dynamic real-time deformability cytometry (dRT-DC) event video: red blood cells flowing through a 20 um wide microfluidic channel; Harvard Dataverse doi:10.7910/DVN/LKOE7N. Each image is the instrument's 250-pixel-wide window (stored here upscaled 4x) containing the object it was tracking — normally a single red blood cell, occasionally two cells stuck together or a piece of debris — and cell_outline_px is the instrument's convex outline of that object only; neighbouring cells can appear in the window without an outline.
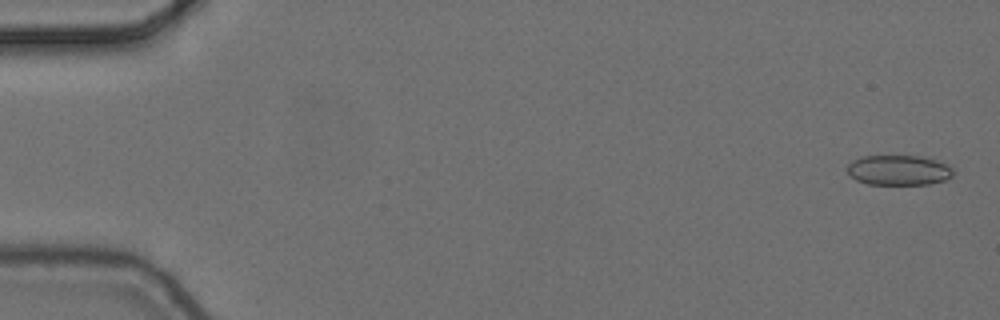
{"species": "common noctule bat (a hibernating species)", "species_latin": "Nyctalus noctula", "temperature_condition": "cold", "stored_images_in_passage": 4, "camera_frame_rate_fps": 3000, "um_per_image_px": 0.085, "animal": {"sex": "female", "body_mass_g": 24.6, "forearm_length_mm": 56.2}, "frame": {"image": 1, "passage_image": 1, "time_ms": 0.0, "image_size_px": [1000, 320], "cell_outline_px": [[952, 176], [944, 180], [928, 184], [868, 184], [856, 180], [848, 172], [848, 164], [852, 160], [860, 156], [920, 156], [936, 160], [952, 168]], "centroid_in_image_um": [76.35, 14.46], "position_along_channel_um": 8.6, "area_um2": 18.38}}
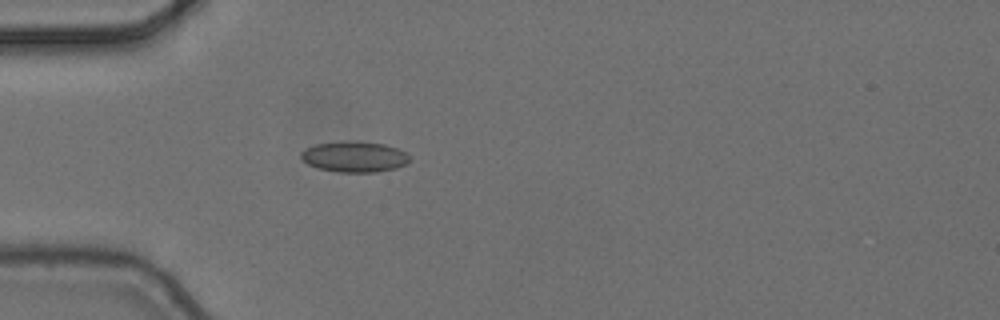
{"frame": {"image": 2, "passage_image": 4, "time_ms": 1.0, "image_size_px": [1000, 320], "cell_outline_px": [[408, 160], [404, 164], [396, 168], [376, 172], [340, 172], [320, 168], [308, 164], [300, 156], [300, 152], [304, 148], [316, 144], [384, 144], [396, 148], [404, 152], [408, 156]], "centroid_in_image_um": [30.1, 13.37], "position_along_channel_um": 54.9, "area_um2": 18.26}}